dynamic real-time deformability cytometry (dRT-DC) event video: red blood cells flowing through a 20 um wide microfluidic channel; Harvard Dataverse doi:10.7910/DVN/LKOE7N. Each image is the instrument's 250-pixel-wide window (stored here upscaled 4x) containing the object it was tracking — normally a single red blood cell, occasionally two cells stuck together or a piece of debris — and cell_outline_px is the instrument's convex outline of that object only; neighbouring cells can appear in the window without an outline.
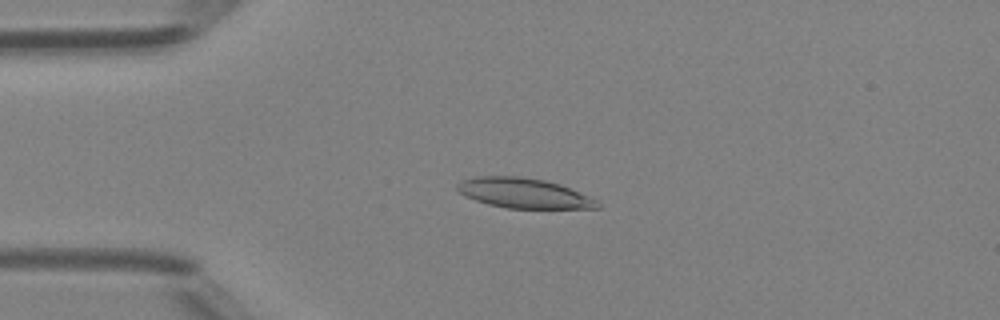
{"species": "Egyptian fruit bat (a non-hibernating species)", "species_latin": "Rousettus aegyptiacus", "temperature_condition": "room temperature", "stored_images_in_passage": 40, "camera_frame_rate_fps": 3000, "um_per_image_px": 0.085, "animal": {"sex": "female"}, "frame": {"image": 1, "passage_image": 3, "time_ms": 0.667, "image_size_px": [1000, 320], "cell_outline_px": [[600, 208], [508, 208], [488, 204], [464, 196], [456, 188], [456, 184], [464, 180], [476, 176], [520, 176], [544, 180], [560, 184], [588, 196], [596, 200], [600, 204]], "centroid_in_image_um": [44.5, 16.41], "position_along_channel_um": 40.5, "area_um2": 24.28}}
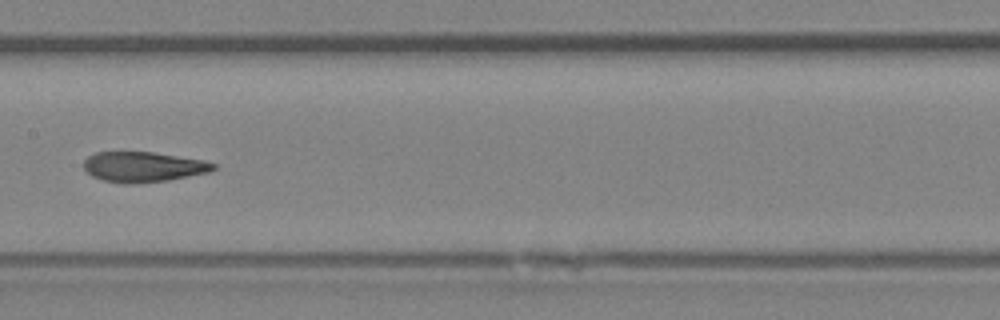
{"frame": {"image": 2, "passage_image": 16, "time_ms": 5.0, "image_size_px": [1000, 320], "cell_outline_px": [[216, 168], [208, 172], [168, 180], [136, 184], [124, 184], [104, 180], [92, 176], [84, 168], [84, 160], [88, 156], [96, 152], [152, 152], [200, 160], [216, 164]], "centroid_in_image_um": [12.13, 14.19], "position_along_channel_um": 195.3, "area_um2": 22.6}}
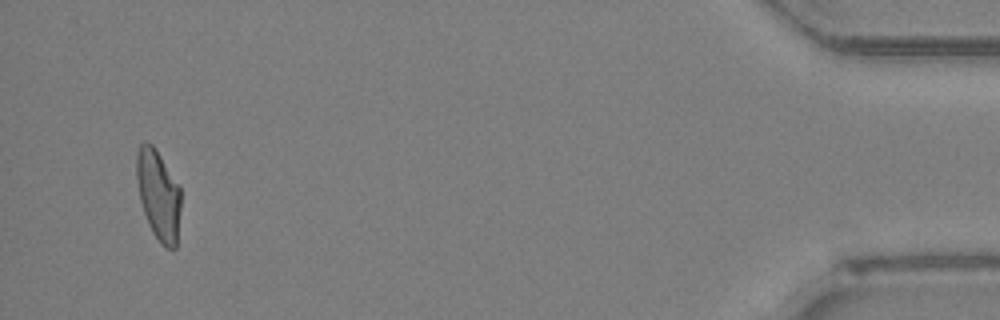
{"frame": {"image": 3, "passage_image": 38, "time_ms": 12.333, "image_size_px": [1000, 320], "cell_outline_px": [[180, 208], [176, 248], [168, 248], [160, 244], [152, 232], [148, 224], [140, 200], [136, 180], [136, 152], [140, 144], [144, 140], [152, 144], [156, 148], [180, 184]], "centroid_in_image_um": [13.46, 16.52], "position_along_channel_um": 421.7, "area_um2": 23.64}, "authors_computed_cell_mechanics": {"area_um2": 23.4957, "velocity_mm_per_s": 4.2076, "shape_relaxation_time_tau1_ms": null, "shape_relaxation_time_tau2_ms": 2.396, "deformation_change_tau1": null, "deformation_change_tau2": 0.0773}}